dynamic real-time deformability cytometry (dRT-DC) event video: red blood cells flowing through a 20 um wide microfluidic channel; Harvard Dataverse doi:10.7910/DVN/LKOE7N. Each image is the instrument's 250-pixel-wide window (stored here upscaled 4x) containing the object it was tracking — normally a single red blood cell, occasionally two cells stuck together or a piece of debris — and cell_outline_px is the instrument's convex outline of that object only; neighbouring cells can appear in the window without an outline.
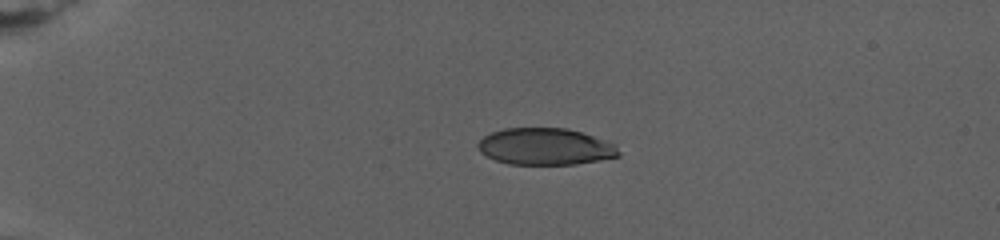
{"species": "human", "species_latin": "Homo sapiens", "temperature_condition": "warm", "stored_images_in_passage": 56, "camera_frame_rate_fps": 3000, "um_per_image_px": 0.085, "donor": {"sex": "female"}, "frame": {"image": 1, "passage_image": 1, "time_ms": 0.0, "image_size_px": [1000, 240], "cell_outline_px": [[620, 156], [600, 160], [576, 164], [508, 164], [496, 160], [480, 152], [476, 144], [484, 136], [492, 132], [504, 128], [568, 128], [616, 144], [620, 152]], "centroid_in_image_um": [46.35, 12.46], "position_along_channel_um": 38.6, "area_um2": 30.11}}
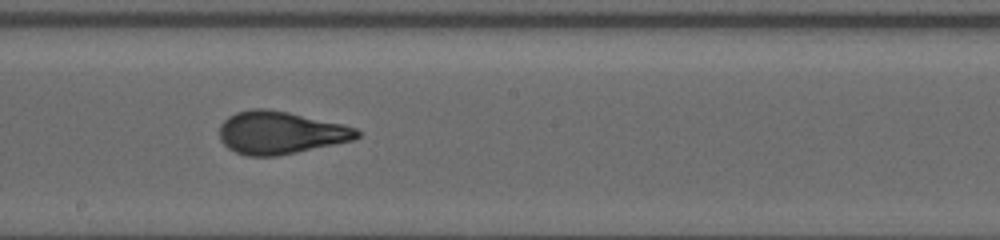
{"frame": {"image": 2, "passage_image": 20, "time_ms": 9.333, "image_size_px": [1000, 240], "cell_outline_px": [[360, 136], [352, 140], [296, 152], [276, 156], [248, 156], [236, 152], [228, 148], [220, 140], [220, 124], [228, 116], [236, 112], [252, 108], [264, 108], [288, 112], [344, 124], [356, 128], [360, 132]], "centroid_in_image_um": [23.81, 11.27], "position_along_channel_um": 224.4, "area_um2": 34.1}}
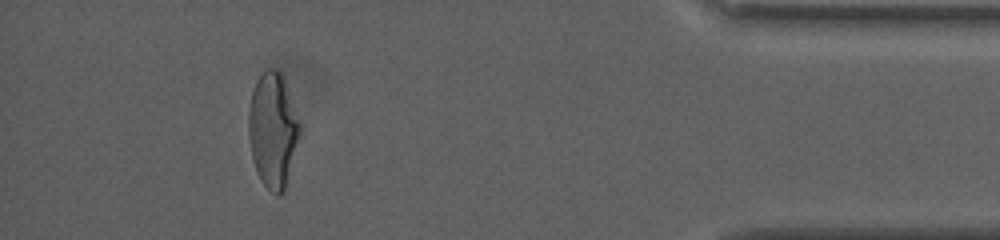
{"frame": {"image": 3, "passage_image": 49, "time_ms": 18.0, "image_size_px": [1000, 240], "cell_outline_px": [[304, 124], [284, 192], [276, 196], [260, 180], [252, 156], [248, 136], [248, 112], [252, 92], [256, 80], [268, 68], [276, 68], [280, 72], [284, 80]], "centroid_in_image_um": [23.24, 11.04], "position_along_channel_um": 412.0, "area_um2": 34.97}, "authors_computed_cell_mechanics": {"area_um2": 33.6396, "velocity_mm_per_s": 2.6659, "shape_relaxation_time_tau1_ms": 9.4226, "shape_relaxation_time_tau2_ms": 0.9699, "deformation_change_tau1": 0.2519, "deformation_change_tau2": 0.078}}